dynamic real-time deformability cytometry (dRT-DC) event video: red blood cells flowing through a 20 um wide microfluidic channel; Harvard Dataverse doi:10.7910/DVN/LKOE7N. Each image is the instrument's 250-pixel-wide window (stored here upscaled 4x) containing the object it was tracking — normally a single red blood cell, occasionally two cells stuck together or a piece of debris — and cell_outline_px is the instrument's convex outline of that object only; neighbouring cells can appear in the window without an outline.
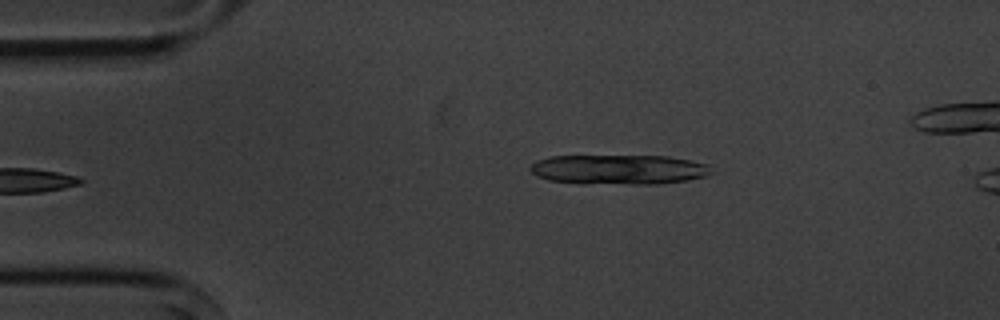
{"species": "common noctule bat (a hibernating species)", "species_latin": "Nyctalus noctula", "temperature_condition": "cold", "stored_images_in_passage": 5, "camera_frame_rate_fps": 3000, "um_per_image_px": 0.085, "animal": {"sex": "male", "body_mass_g": 20.1, "forearm_length_mm": 53.5}, "frame": {"image": 1, "passage_image": 5, "time_ms": 4.667, "image_size_px": [1000, 320], "cell_outline_px": [[712, 172], [708, 176], [688, 180], [656, 184], [632, 184], [548, 180], [536, 176], [528, 168], [536, 160], [548, 156], [668, 156], [708, 164]], "centroid_in_image_um": [52.62, 14.39], "position_along_channel_um": 32.4, "area_um2": 31.04}}